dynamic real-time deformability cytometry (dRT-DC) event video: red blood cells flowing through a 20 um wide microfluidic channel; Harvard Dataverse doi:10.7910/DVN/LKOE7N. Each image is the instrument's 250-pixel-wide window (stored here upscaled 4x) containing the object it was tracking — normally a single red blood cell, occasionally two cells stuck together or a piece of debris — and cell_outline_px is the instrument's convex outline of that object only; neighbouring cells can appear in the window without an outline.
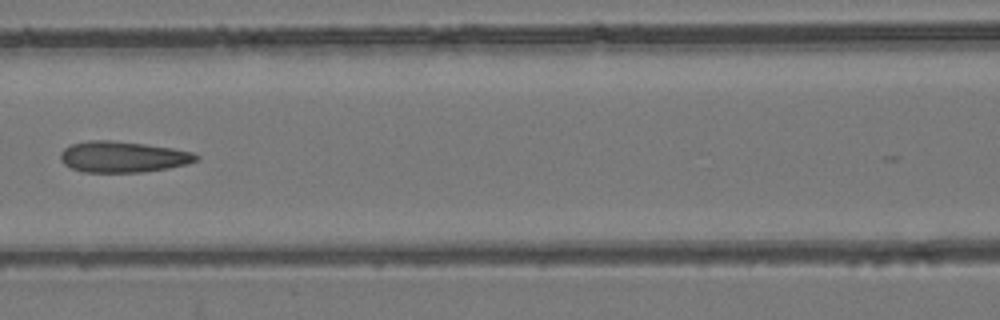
{"species": "common noctule bat (a hibernating species)", "species_latin": "Nyctalus noctula", "temperature_condition": "room temperature", "stored_images_in_passage": 7, "camera_frame_rate_fps": 3000, "um_per_image_px": 0.085, "animal": {"sex": "female", "body_mass_g": 24.6, "forearm_length_mm": 56.2}, "frame": {"image": 1, "passage_image": 7, "time_ms": 7.667, "image_size_px": [1000, 320], "cell_outline_px": [[200, 160], [188, 164], [168, 168], [144, 172], [80, 172], [64, 164], [60, 160], [60, 152], [64, 148], [72, 144], [88, 140], [112, 140], [144, 144], [172, 148], [192, 152], [200, 156]], "centroid_in_image_um": [10.45, 13.33], "position_along_channel_um": 156.2, "area_um2": 24.74}}